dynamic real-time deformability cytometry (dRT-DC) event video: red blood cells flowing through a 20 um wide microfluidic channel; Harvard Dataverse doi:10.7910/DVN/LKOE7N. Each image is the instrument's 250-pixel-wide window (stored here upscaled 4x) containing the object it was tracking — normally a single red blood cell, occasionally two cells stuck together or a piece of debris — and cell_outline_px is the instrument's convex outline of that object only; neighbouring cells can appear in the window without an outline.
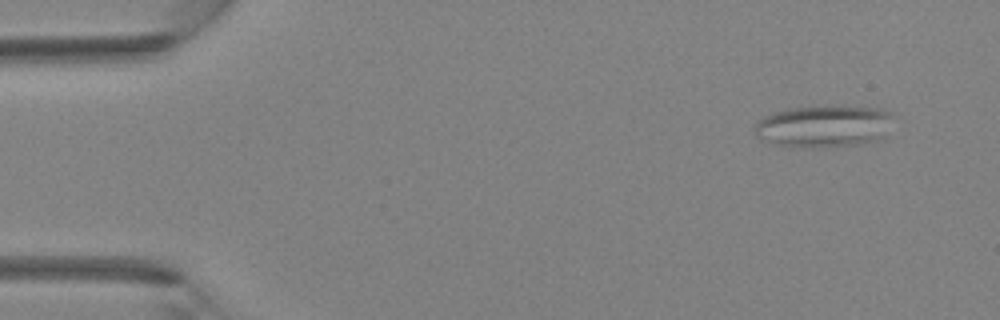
{"species": "Egyptian fruit bat (a non-hibernating species)", "species_latin": "Rousettus aegyptiacus", "temperature_condition": "room temperature", "stored_images_in_passage": 39, "camera_frame_rate_fps": 3000, "um_per_image_px": 0.085, "animal": {"sex": "female"}, "frame": {"image": 1, "passage_image": 1, "time_ms": 0.0, "image_size_px": [1000, 320], "cell_outline_px": [[892, 116], [884, 140], [864, 144], [820, 148], [784, 148], [760, 140], [756, 136], [756, 120], [764, 116], [788, 108], [876, 108], [892, 112]], "centroid_in_image_um": [69.99, 10.81], "position_along_channel_um": 15.0, "area_um2": 34.16}}
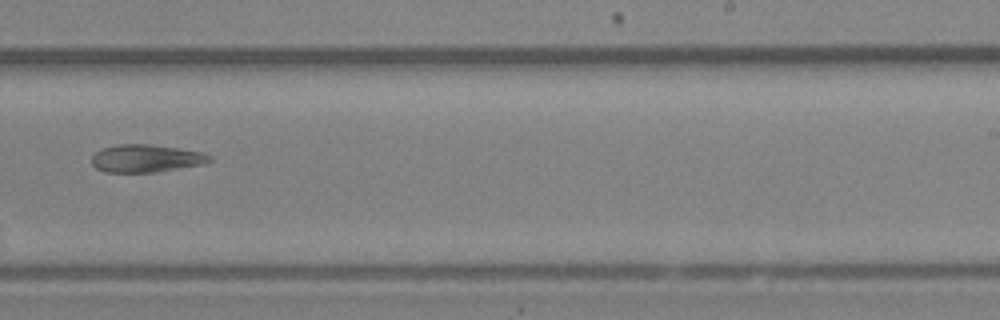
{"frame": {"image": 2, "passage_image": 24, "time_ms": 7.667, "image_size_px": [1000, 320], "cell_outline_px": [[212, 160], [204, 164], [156, 172], [104, 172], [96, 168], [92, 164], [92, 156], [96, 152], [104, 148], [120, 144], [148, 144], [180, 148], [204, 152], [212, 156]], "centroid_in_image_um": [12.45, 13.46], "position_along_channel_um": 276.5, "area_um2": 19.07}}
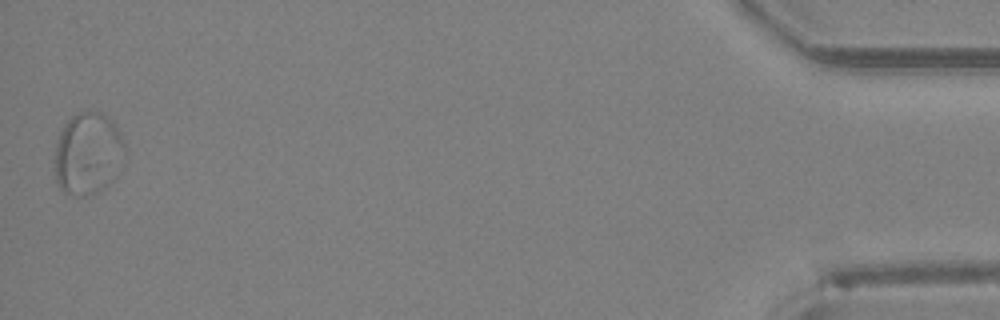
{"frame": {"image": 3, "passage_image": 39, "time_ms": 12.667, "image_size_px": [1000, 320], "cell_outline_px": [[128, 152], [104, 188], [96, 192], [84, 196], [76, 196], [64, 192], [60, 188], [56, 180], [56, 144], [60, 132], [64, 124], [72, 116], [88, 108], [104, 112], [116, 124], [120, 132]], "centroid_in_image_um": [7.5, 12.98], "position_along_channel_um": 427.7, "area_um2": 33.81}}